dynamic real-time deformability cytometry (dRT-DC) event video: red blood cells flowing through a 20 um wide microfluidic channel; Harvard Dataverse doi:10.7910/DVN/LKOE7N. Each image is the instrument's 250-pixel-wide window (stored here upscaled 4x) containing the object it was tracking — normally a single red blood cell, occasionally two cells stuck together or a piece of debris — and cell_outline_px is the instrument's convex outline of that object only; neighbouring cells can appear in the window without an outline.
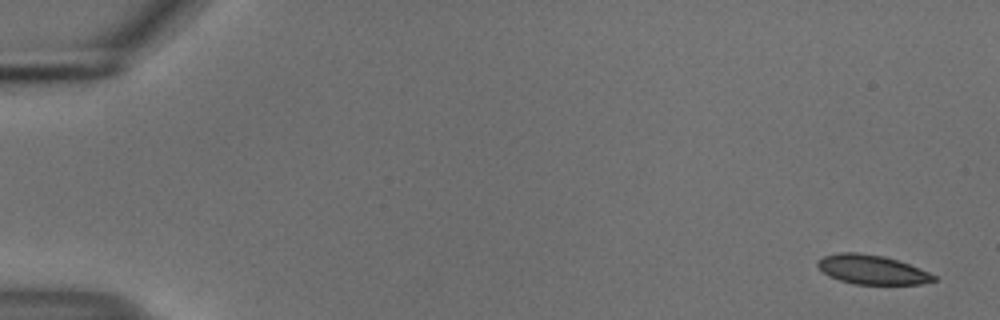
{"species": "common noctule bat (a hibernating species)", "species_latin": "Nyctalus noctula", "temperature_condition": "cold", "stored_images_in_passage": 54, "camera_frame_rate_fps": 3000, "um_per_image_px": 0.085, "animal": {"sex": "male", "body_mass_g": 18.8}, "frame": {"image": 1, "passage_image": 1, "time_ms": 0.0, "image_size_px": [1000, 320], "cell_outline_px": [[936, 280], [920, 284], [856, 284], [840, 280], [828, 276], [816, 264], [816, 260], [824, 256], [836, 252], [856, 252], [884, 256], [908, 264], [928, 272], [936, 276]], "centroid_in_image_um": [74.07, 22.91], "position_along_channel_um": 10.9, "area_um2": 19.65}}
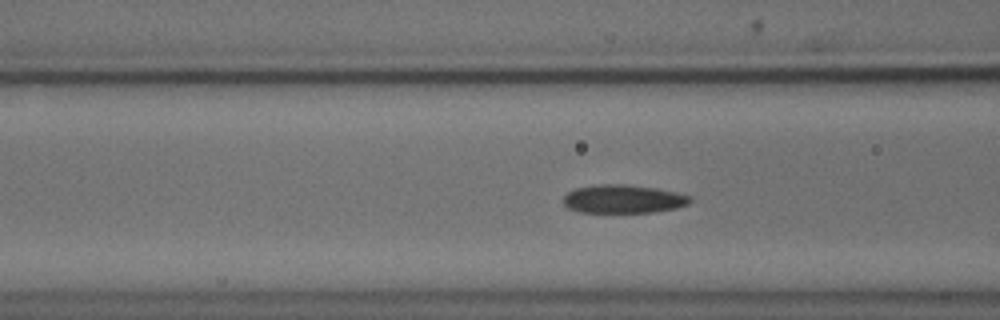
{"frame": {"image": 2, "passage_image": 21, "time_ms": 6.667, "image_size_px": [1000, 320], "cell_outline_px": [[692, 200], [688, 204], [676, 208], [656, 212], [580, 212], [568, 208], [564, 204], [564, 196], [568, 192], [576, 188], [604, 184], [624, 184], [656, 188], [676, 192], [692, 196]], "centroid_in_image_um": [53.01, 16.92], "position_along_channel_um": 113.6, "area_um2": 20.92}}
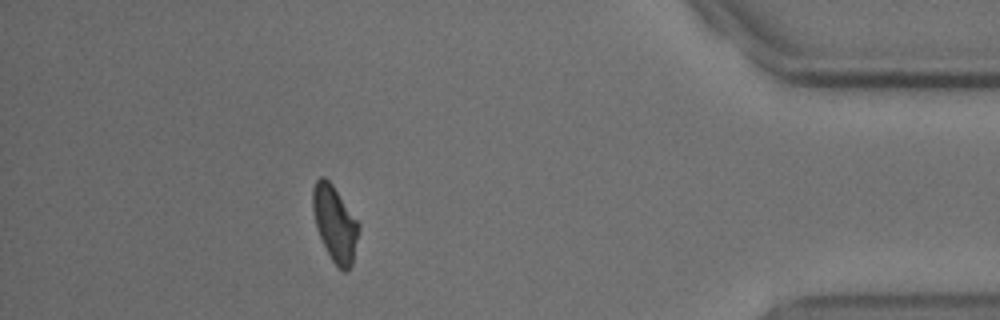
{"frame": {"image": 3, "passage_image": 48, "time_ms": 15.667, "image_size_px": [1000, 320], "cell_outline_px": [[360, 228], [352, 264], [344, 272], [332, 260], [316, 228], [312, 208], [312, 188], [316, 180], [320, 176], [324, 176], [332, 184], [360, 224]], "centroid_in_image_um": [28.46, 18.96], "position_along_channel_um": 406.7, "area_um2": 20.06}, "authors_computed_cell_mechanics": {"area_um2": 21.0103, "velocity_mm_per_s": 3.7215, "shape_relaxation_time_tau1_ms": 5.1062, "shape_relaxation_time_tau2_ms": 3.977, "deformation_change_tau1": 0.1079, "deformation_change_tau2": 0.0696}}